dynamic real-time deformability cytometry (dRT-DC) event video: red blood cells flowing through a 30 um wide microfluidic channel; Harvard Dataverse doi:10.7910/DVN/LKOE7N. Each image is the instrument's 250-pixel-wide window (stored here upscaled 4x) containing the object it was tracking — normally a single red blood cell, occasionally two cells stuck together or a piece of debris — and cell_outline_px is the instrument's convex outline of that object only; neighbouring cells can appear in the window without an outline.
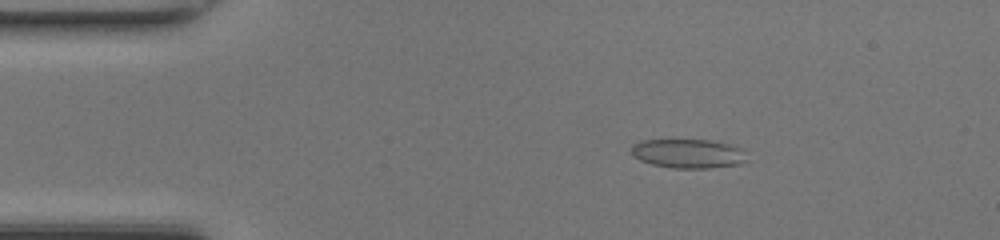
{"species": "common noctule bat (a hibernating species)", "species_latin": "Nyctalus noctula", "temperature_condition": "room temperature", "stored_images_in_passage": 48, "camera_frame_rate_fps": 3000, "um_per_image_px": 0.085, "animal": {"sex": "female", "body_mass_g": 17.0, "forearm_length_mm": 48.0}, "frame": {"image": 1, "passage_image": 8, "time_ms": 2.333, "image_size_px": [1000, 240], "cell_outline_px": [[748, 160], [740, 164], [708, 168], [672, 168], [652, 164], [640, 160], [632, 156], [632, 144], [640, 140], [708, 140], [732, 144], [740, 148]], "centroid_in_image_um": [58.48, 13.05], "position_along_channel_um": 26.5, "area_um2": 19.65}}
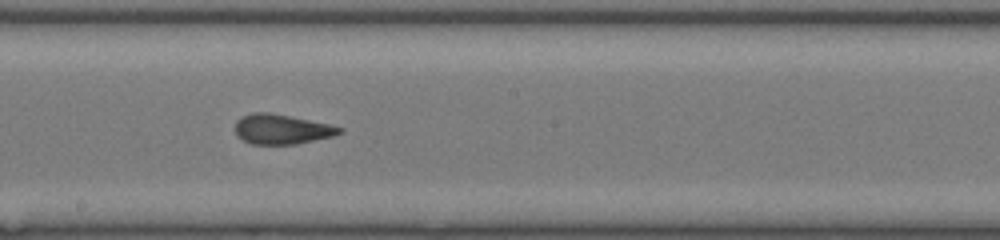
{"frame": {"image": 2, "passage_image": 26, "time_ms": 8.333, "image_size_px": [1000, 240], "cell_outline_px": [[344, 132], [336, 136], [296, 144], [252, 144], [236, 136], [236, 120], [252, 112], [268, 112], [328, 124], [344, 128]], "centroid_in_image_um": [23.97, 10.99], "position_along_channel_um": 224.2, "area_um2": 18.09}}
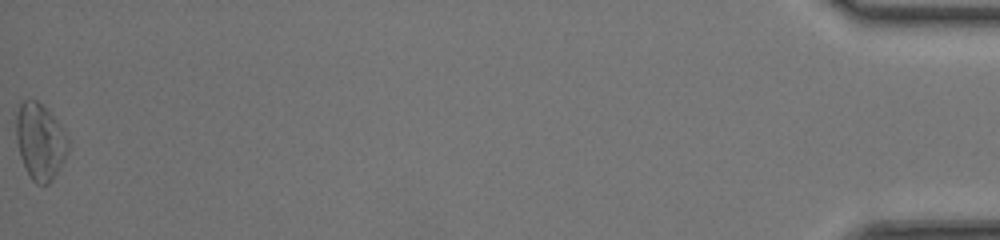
{"frame": {"image": 3, "passage_image": 48, "time_ms": 15.667, "image_size_px": [1000, 240], "cell_outline_px": [[68, 148], [64, 160], [52, 180], [48, 184], [36, 184], [32, 180], [20, 156], [16, 140], [16, 112], [20, 104], [24, 100], [36, 100], [56, 120], [68, 136]], "centroid_in_image_um": [3.4, 12.03], "position_along_channel_um": 431.8, "area_um2": 22.77}, "authors_computed_cell_mechanics": {"area_um2": 18.207, "velocity_mm_per_s": 4.3273, "shape_relaxation_time_tau1_ms": 6.2281, "shape_relaxation_time_tau2_ms": 0.9932, "deformation_change_tau1": 0.1817, "deformation_change_tau2": 0.0848}}